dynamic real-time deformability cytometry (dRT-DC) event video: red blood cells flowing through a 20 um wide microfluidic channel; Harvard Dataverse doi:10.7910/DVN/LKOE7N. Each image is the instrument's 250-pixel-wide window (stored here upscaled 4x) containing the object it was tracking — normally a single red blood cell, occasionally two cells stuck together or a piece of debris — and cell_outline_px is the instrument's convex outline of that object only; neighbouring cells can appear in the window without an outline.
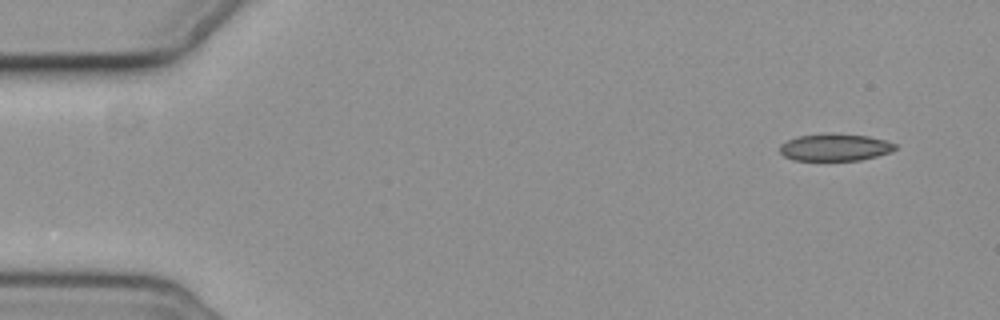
{"species": "common noctule bat (a hibernating species)", "species_latin": "Nyctalus noctula", "temperature_condition": "cold", "stored_images_in_passage": 5, "camera_frame_rate_fps": 3000, "um_per_image_px": 0.085, "animal": {"sex": "female", "body_mass_g": 19.3, "forearm_length_mm": 54.1}, "frame": {"image": 1, "passage_image": 1, "time_ms": 0.0, "image_size_px": [1000, 320], "cell_outline_px": [[896, 148], [892, 152], [860, 160], [792, 160], [784, 156], [780, 152], [780, 144], [796, 136], [868, 136], [884, 140], [896, 144]], "centroid_in_image_um": [70.97, 12.57], "position_along_channel_um": 14.0, "area_um2": 17.4}}
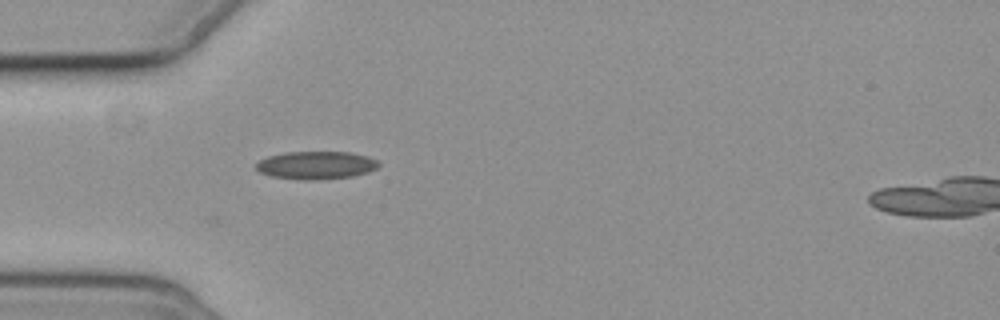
{"frame": {"image": 2, "passage_image": 4, "time_ms": 4.333, "image_size_px": [1000, 320], "cell_outline_px": [[380, 164], [376, 168], [368, 172], [352, 176], [320, 180], [300, 180], [272, 176], [260, 172], [256, 168], [256, 164], [260, 160], [268, 156], [284, 152], [348, 152], [368, 156], [376, 160]], "centroid_in_image_um": [26.86, 14.04], "position_along_channel_um": 58.1, "area_um2": 19.94}}